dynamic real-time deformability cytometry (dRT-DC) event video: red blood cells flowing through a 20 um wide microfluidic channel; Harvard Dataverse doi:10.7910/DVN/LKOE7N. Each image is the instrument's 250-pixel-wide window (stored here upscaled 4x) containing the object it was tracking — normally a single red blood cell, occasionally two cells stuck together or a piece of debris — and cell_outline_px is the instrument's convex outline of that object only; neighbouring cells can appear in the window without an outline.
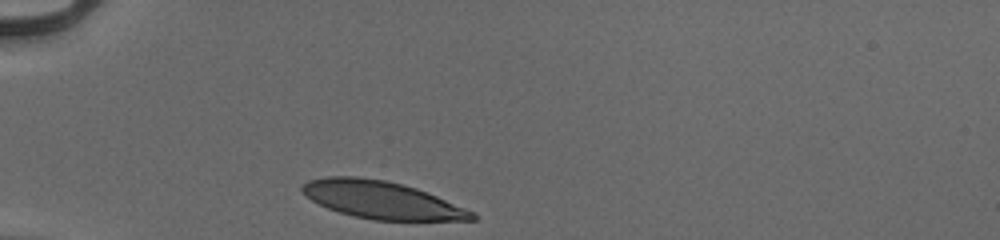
{"species": "human", "species_latin": "Homo sapiens", "temperature_condition": "cold", "stored_images_in_passage": 29, "camera_frame_rate_fps": 3000, "um_per_image_px": 0.085, "donor": {"sex": "male"}, "frame": {"image": 1, "passage_image": 1, "time_ms": 0.0, "image_size_px": [1000, 240], "cell_outline_px": [[476, 220], [376, 220], [352, 216], [328, 208], [312, 200], [300, 192], [300, 188], [308, 180], [328, 176], [356, 176], [384, 180], [416, 188], [476, 212]], "centroid_in_image_um": [32.43, 16.99], "position_along_channel_um": 52.6, "area_um2": 36.88}}
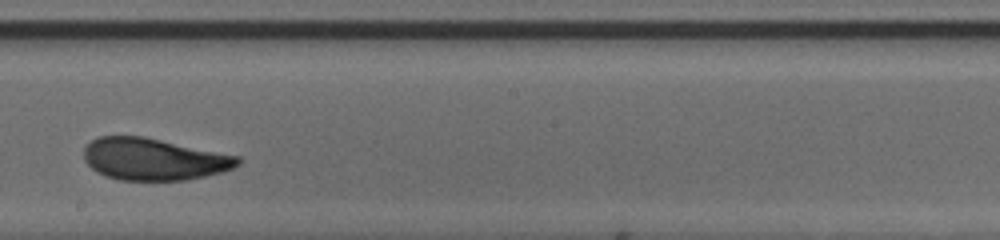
{"frame": {"image": 2, "passage_image": 17, "time_ms": 5.333, "image_size_px": [1000, 240], "cell_outline_px": [[240, 164], [232, 168], [220, 172], [204, 176], [184, 180], [120, 180], [96, 172], [84, 160], [84, 148], [92, 140], [100, 136], [144, 136], [240, 156]], "centroid_in_image_um": [13.07, 13.52], "position_along_channel_um": 235.1, "area_um2": 37.51}}
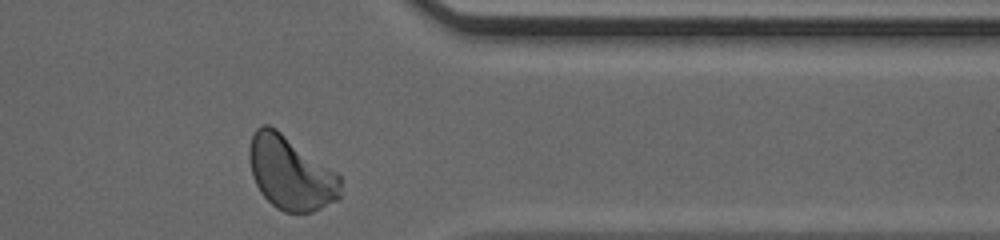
{"frame": {"image": 3, "passage_image": 29, "time_ms": 9.333, "image_size_px": [1000, 240], "cell_outline_px": [[340, 200], [312, 212], [284, 212], [276, 208], [260, 192], [252, 176], [248, 160], [248, 148], [252, 136], [256, 128], [264, 124], [268, 124], [276, 128], [336, 172], [340, 176]], "centroid_in_image_um": [24.68, 14.71], "position_along_channel_um": 386.7, "area_um2": 39.19}, "authors_computed_cell_mechanics": {"area_um2": 38.2058, "velocity_mm_per_s": 3.9275, "shape_relaxation_time_tau1_ms": 3.271, "shape_relaxation_time_tau2_ms": null, "deformation_change_tau1": 0.1409, "deformation_change_tau2": null}}